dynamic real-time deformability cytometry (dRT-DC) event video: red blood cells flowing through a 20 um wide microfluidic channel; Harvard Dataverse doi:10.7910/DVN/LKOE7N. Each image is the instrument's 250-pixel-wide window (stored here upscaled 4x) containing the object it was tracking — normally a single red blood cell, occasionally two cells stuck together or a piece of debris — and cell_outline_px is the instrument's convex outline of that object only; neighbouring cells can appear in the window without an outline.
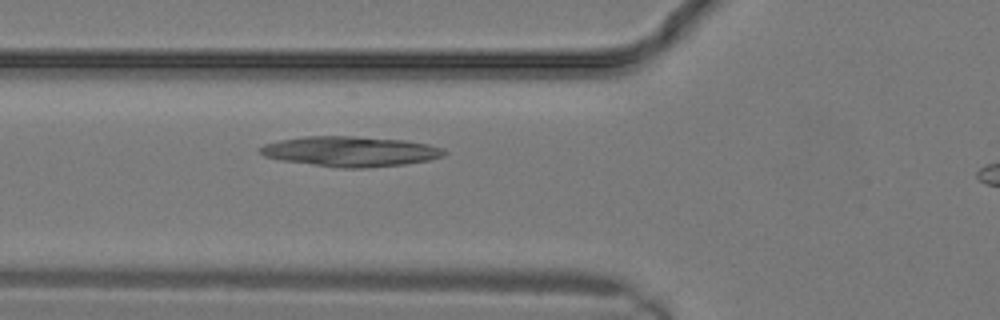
{"species": "common noctule bat (a hibernating species)", "species_latin": "Nyctalus noctula", "temperature_condition": "warm", "stored_images_in_passage": 2, "camera_frame_rate_fps": 3000, "um_per_image_px": 0.085, "animal": {"sex": "male", "body_mass_g": 19.2, "forearm_length_mm": 51.8}, "frame": {"image": 1, "passage_image": 2, "time_ms": 0.333, "image_size_px": [1000, 320], "cell_outline_px": [[448, 152], [444, 156], [428, 160], [404, 164], [368, 168], [344, 168], [280, 160], [264, 156], [260, 152], [260, 148], [264, 144], [280, 140], [304, 136], [352, 136], [404, 140], [428, 144], [444, 148]], "centroid_in_image_um": [29.81, 12.87], "position_along_channel_um": 96.0, "area_um2": 32.25}}